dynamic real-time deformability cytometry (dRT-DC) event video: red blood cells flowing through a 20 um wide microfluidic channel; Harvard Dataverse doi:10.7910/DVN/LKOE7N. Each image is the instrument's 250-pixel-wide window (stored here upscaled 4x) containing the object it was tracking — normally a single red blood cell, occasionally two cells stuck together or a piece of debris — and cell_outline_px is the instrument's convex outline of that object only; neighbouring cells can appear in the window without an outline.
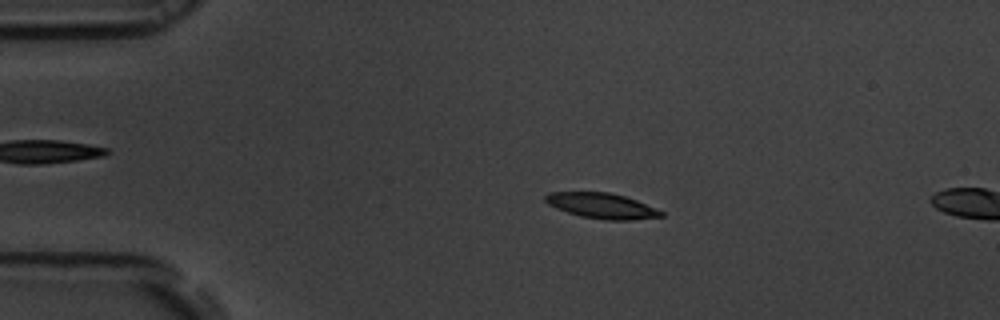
{"species": "common noctule bat (a hibernating species)", "species_latin": "Nyctalus noctula", "temperature_condition": "room temperature", "stored_images_in_passage": 4, "camera_frame_rate_fps": 3000, "um_per_image_px": 0.085, "animal": {"sex": "male", "body_mass_g": 19.5, "forearm_length_mm": 54.6}, "frame": {"image": 1, "passage_image": 1, "time_ms": 0.0, "image_size_px": [1000, 320], "cell_outline_px": [[664, 216], [632, 220], [604, 220], [580, 216], [556, 208], [548, 204], [544, 200], [544, 196], [548, 192], [608, 192], [624, 196], [636, 200], [656, 208], [664, 212]], "centroid_in_image_um": [51.15, 17.49], "position_along_channel_um": 33.9, "area_um2": 17.17}}